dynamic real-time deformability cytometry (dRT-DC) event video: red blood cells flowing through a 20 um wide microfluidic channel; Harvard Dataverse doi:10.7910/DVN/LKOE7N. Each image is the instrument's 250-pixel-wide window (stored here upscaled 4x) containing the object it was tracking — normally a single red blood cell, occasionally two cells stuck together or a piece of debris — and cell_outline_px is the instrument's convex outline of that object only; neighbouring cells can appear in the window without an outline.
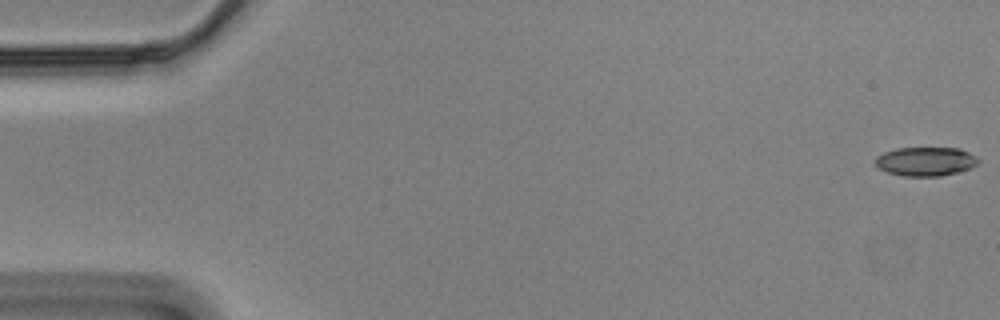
{"species": "Egyptian fruit bat (a non-hibernating species)", "species_latin": "Rousettus aegyptiacus", "temperature_condition": "cold", "stored_images_in_passage": 58, "segment_of_instrument_passage": [1, 2], "camera_frame_rate_fps": 3000, "um_per_image_px": 0.085, "animal": {"sex": "male"}, "frame": {"image": 1, "passage_image": 1, "time_ms": 0.0, "image_size_px": [1000, 320], "cell_outline_px": [[980, 160], [976, 164], [968, 168], [956, 172], [940, 176], [904, 176], [888, 172], [880, 168], [872, 160], [876, 156], [884, 152], [896, 148], [960, 148], [976, 156]], "centroid_in_image_um": [78.64, 13.71], "position_along_channel_um": 6.4, "area_um2": 17.28}}
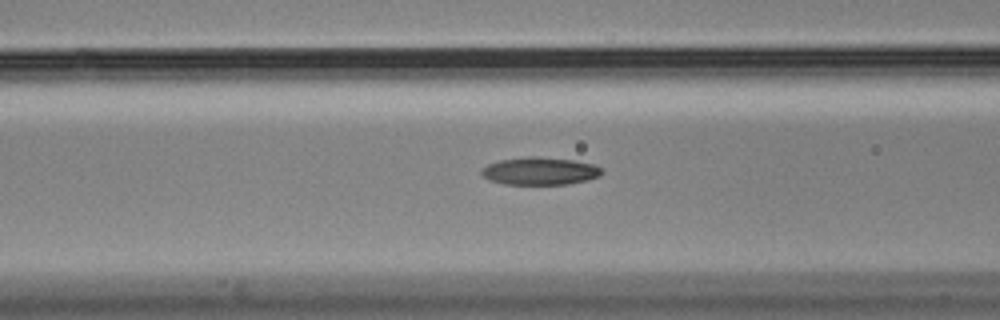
{"frame": {"image": 2, "passage_image": 23, "time_ms": 7.333, "image_size_px": [1000, 320], "cell_outline_px": [[604, 172], [600, 176], [588, 180], [568, 184], [504, 184], [488, 180], [480, 172], [488, 164], [500, 160], [528, 156], [536, 156], [572, 160], [592, 164], [600, 168]], "centroid_in_image_um": [45.9, 14.54], "position_along_channel_um": 120.7, "area_um2": 19.31}}
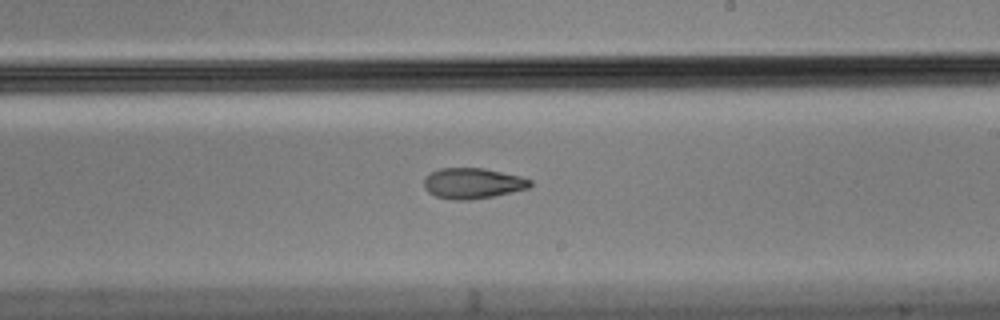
{"frame": {"image": 3, "passage_image": 34, "time_ms": 11.0, "image_size_px": [1000, 320], "cell_outline_px": [[532, 184], [528, 188], [512, 192], [492, 196], [468, 200], [452, 200], [436, 196], [428, 192], [424, 188], [424, 176], [440, 168], [484, 168], [520, 176], [532, 180]], "centroid_in_image_um": [40.16, 15.58], "position_along_channel_um": 248.8, "area_um2": 18.96}}